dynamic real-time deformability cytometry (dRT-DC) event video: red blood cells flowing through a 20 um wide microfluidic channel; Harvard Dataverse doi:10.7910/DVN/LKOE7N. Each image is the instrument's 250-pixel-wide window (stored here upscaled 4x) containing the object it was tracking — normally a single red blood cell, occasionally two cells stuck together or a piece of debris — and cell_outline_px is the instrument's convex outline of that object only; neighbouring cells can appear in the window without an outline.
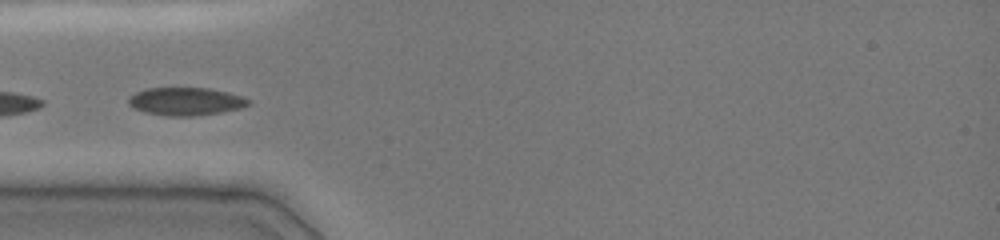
{"species": "common noctule bat (a hibernating species)", "species_latin": "Nyctalus noctula", "temperature_condition": "cold", "stored_images_in_passage": 19, "camera_frame_rate_fps": 3000, "um_per_image_px": 0.085, "animal": {"sex": "female", "body_mass_g": 19.0, "forearm_length_mm": 51.5}, "frame": {"image": 1, "passage_image": 6, "time_ms": 4.333, "image_size_px": [1000, 240], "cell_outline_px": [[252, 104], [240, 108], [220, 112], [192, 116], [164, 116], [144, 112], [128, 104], [128, 100], [136, 92], [148, 88], [208, 88], [228, 92], [240, 96], [248, 100]], "centroid_in_image_um": [15.79, 8.62], "position_along_channel_um": 69.2, "area_um2": 19.31}}
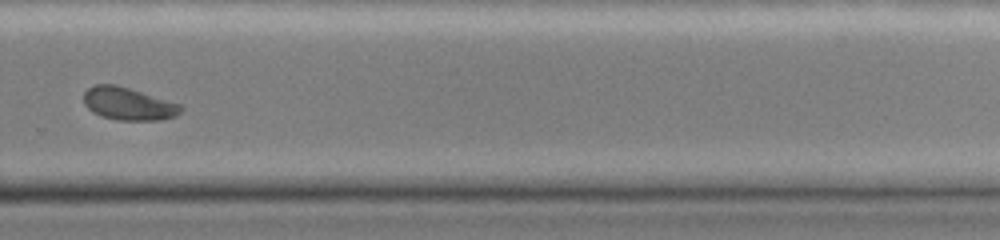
{"frame": {"image": 2, "passage_image": 15, "time_ms": 10.667, "image_size_px": [1000, 240], "cell_outline_px": [[184, 108], [176, 116], [160, 120], [116, 120], [92, 112], [84, 104], [84, 92], [88, 88], [96, 84], [116, 84], [180, 104]], "centroid_in_image_um": [10.9, 8.82], "position_along_channel_um": 318.9, "area_um2": 18.38}}
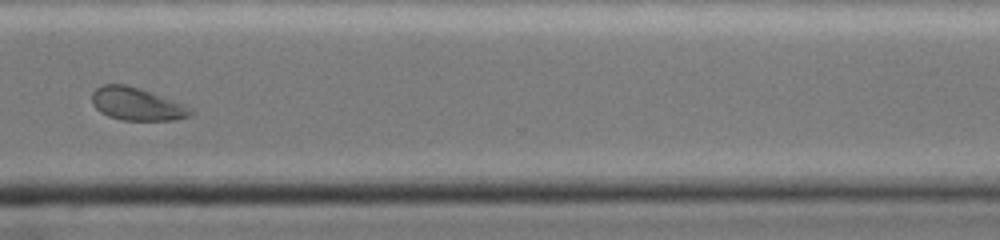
{"frame": {"image": 3, "passage_image": 16, "time_ms": 11.667, "image_size_px": [1000, 240], "cell_outline_px": [[192, 116], [176, 120], [120, 120], [108, 116], [100, 112], [92, 104], [92, 92], [96, 88], [104, 84], [124, 84], [184, 104], [192, 108]], "centroid_in_image_um": [11.61, 8.86], "position_along_channel_um": 359.0, "area_um2": 18.67}, "authors_computed_cell_mechanics": {"area_um2": 19.3052, "velocity_mm_per_s": 3.9395, "shape_relaxation_time_tau1_ms": 2.7441, "shape_relaxation_time_tau2_ms": null, "deformation_change_tau1": 0.075, "deformation_change_tau2": null}}